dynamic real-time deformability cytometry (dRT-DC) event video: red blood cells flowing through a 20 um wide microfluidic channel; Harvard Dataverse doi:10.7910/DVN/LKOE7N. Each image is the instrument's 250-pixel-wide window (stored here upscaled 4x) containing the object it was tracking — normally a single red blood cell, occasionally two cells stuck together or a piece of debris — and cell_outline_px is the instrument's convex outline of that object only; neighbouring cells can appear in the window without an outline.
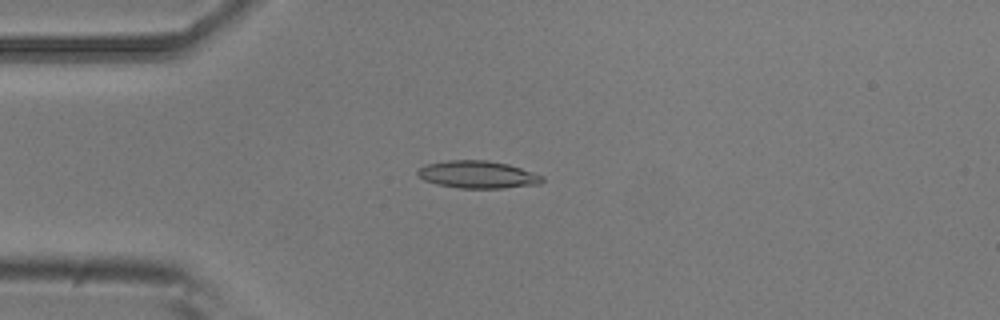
{"species": "common noctule bat (a hibernating species)", "species_latin": "Nyctalus noctula", "temperature_condition": "room temperature", "stored_images_in_passage": 3, "camera_frame_rate_fps": 3000, "um_per_image_px": 0.085, "animal": {"sex": "male", "body_mass_g": 20.5, "forearm_length_mm": 52.5}, "frame": {"image": 1, "passage_image": 3, "time_ms": 0.667, "image_size_px": [1000, 320], "cell_outline_px": [[544, 180], [540, 184], [504, 188], [460, 188], [436, 184], [424, 180], [416, 172], [420, 168], [428, 164], [448, 160], [488, 160], [508, 164], [544, 176]], "centroid_in_image_um": [40.63, 14.84], "position_along_channel_um": 44.4, "area_um2": 19.83}}